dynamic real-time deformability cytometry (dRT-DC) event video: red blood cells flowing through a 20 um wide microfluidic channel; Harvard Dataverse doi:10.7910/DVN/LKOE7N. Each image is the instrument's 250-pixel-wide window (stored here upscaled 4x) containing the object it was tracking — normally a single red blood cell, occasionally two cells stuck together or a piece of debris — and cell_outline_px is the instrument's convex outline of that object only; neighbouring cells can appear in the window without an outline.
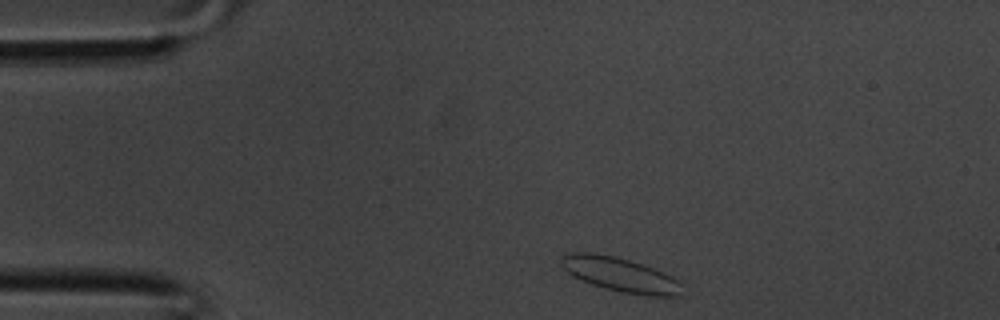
{"species": "common noctule bat (a hibernating species)", "species_latin": "Nyctalus noctula", "temperature_condition": "room temperature", "stored_images_in_passage": 32, "camera_frame_rate_fps": 3000, "um_per_image_px": 0.085, "animal": {"sex": "male", "body_mass_g": 20.1, "forearm_length_mm": 53.5}, "frame": {"image": 1, "passage_image": 1, "time_ms": 0.0, "image_size_px": [1000, 320], "cell_outline_px": [[684, 296], [644, 296], [620, 292], [604, 288], [592, 284], [572, 276], [560, 264], [560, 256], [568, 252], [592, 252], [616, 256], [664, 272], [672, 276], [680, 284]], "centroid_in_image_um": [52.7, 23.34], "position_along_channel_um": 32.3, "area_um2": 24.33}}
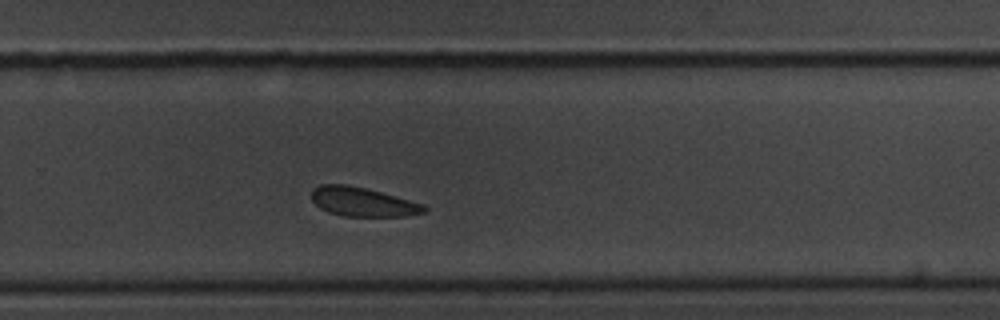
{"frame": {"image": 2, "passage_image": 19, "time_ms": 6.0, "image_size_px": [1000, 320], "cell_outline_px": [[428, 212], [404, 216], [344, 216], [328, 212], [320, 208], [312, 200], [312, 188], [320, 184], [344, 184], [364, 188], [380, 192], [424, 204], [428, 208]], "centroid_in_image_um": [30.83, 17.16], "position_along_channel_um": 299.0, "area_um2": 19.02}}
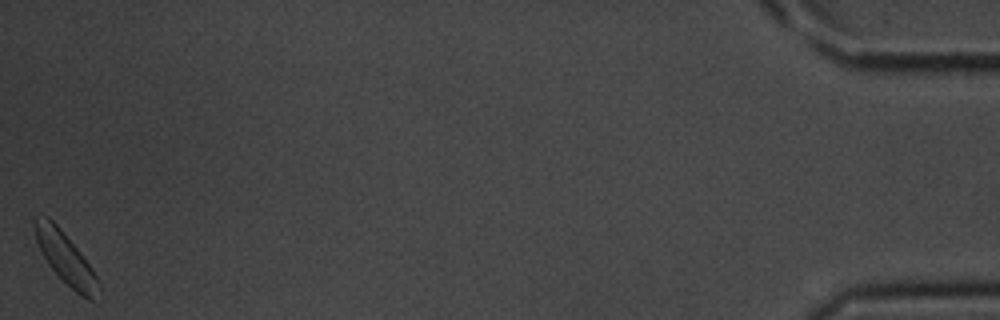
{"frame": {"image": 3, "passage_image": 32, "time_ms": 10.333, "image_size_px": [1000, 320], "cell_outline_px": [[100, 304], [88, 300], [80, 296], [48, 264], [36, 240], [32, 220], [44, 216], [48, 216], [60, 228], [80, 252], [92, 268], [100, 284]], "centroid_in_image_um": [5.64, 22.03], "position_along_channel_um": 429.6, "area_um2": 19.07}}